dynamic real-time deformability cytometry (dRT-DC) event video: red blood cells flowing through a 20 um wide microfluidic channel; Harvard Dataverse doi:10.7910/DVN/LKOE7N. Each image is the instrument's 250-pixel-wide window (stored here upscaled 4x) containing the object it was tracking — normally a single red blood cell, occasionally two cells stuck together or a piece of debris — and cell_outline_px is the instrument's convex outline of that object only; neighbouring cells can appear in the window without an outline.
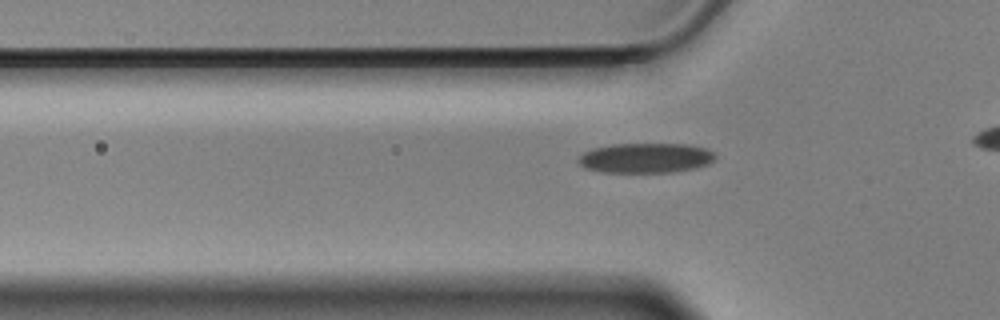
{"species": "Egyptian fruit bat (a non-hibernating species)", "species_latin": "Rousettus aegyptiacus", "temperature_condition": "cold", "stored_images_in_passage": 41, "camera_frame_rate_fps": 3000, "um_per_image_px": 0.085, "animal": {"sex": "male"}, "frame": {"image": 1, "passage_image": 13, "time_ms": 4.0, "image_size_px": [1000, 320], "cell_outline_px": [[716, 156], [708, 164], [696, 168], [676, 172], [600, 172], [584, 168], [576, 160], [584, 152], [592, 148], [612, 144], [684, 144], [704, 148], [712, 152]], "centroid_in_image_um": [54.84, 13.43], "position_along_channel_um": 71.0, "area_um2": 23.87}}
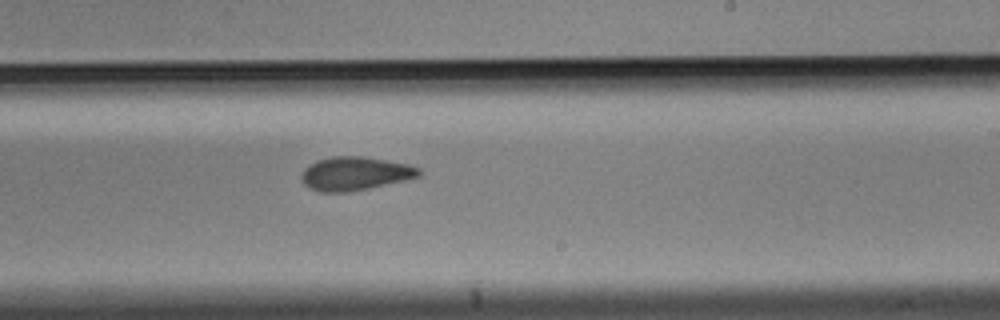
{"frame": {"image": 2, "passage_image": 29, "time_ms": 9.333, "image_size_px": [1000, 320], "cell_outline_px": [[420, 176], [404, 180], [368, 188], [348, 192], [320, 192], [308, 188], [300, 180], [300, 176], [304, 168], [308, 164], [332, 156], [364, 156], [408, 164], [420, 168]], "centroid_in_image_um": [30.13, 14.75], "position_along_channel_um": 258.9, "area_um2": 23.0}}
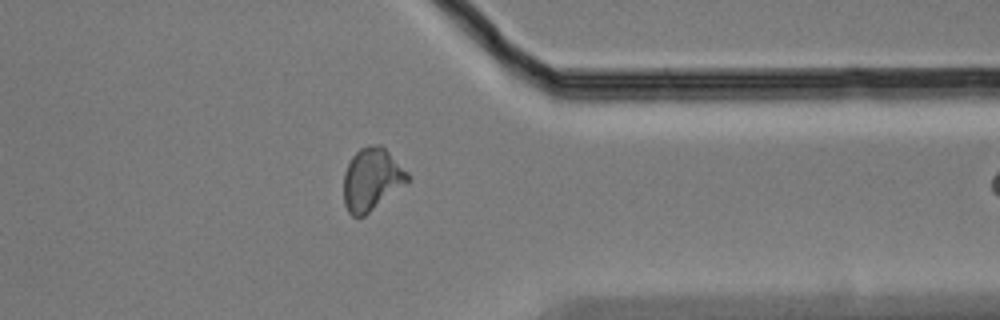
{"frame": {"image": 3, "passage_image": 40, "time_ms": 13.0, "image_size_px": [1000, 320], "cell_outline_px": [[412, 180], [408, 184], [364, 216], [352, 216], [348, 212], [344, 204], [344, 172], [352, 156], [360, 148], [368, 144], [380, 144], [412, 176]], "centroid_in_image_um": [31.63, 15.25], "position_along_channel_um": 379.8, "area_um2": 23.58}}